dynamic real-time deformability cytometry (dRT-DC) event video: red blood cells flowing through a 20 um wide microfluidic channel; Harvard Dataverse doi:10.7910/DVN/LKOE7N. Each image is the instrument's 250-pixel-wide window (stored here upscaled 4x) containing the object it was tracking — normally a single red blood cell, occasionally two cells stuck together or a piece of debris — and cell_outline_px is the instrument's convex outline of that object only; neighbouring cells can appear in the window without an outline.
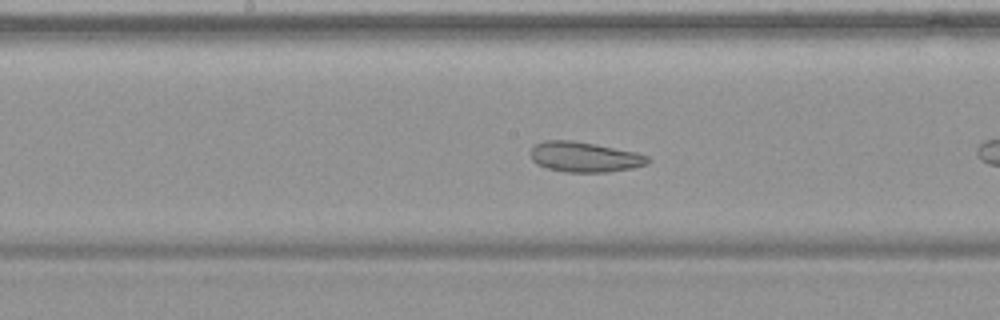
{"species": "common noctule bat (a hibernating species)", "species_latin": "Nyctalus noctula", "temperature_condition": "warm", "stored_images_in_passage": 39, "camera_frame_rate_fps": 3000, "um_per_image_px": 0.085, "animal": {"sex": "female", "body_mass_g": 19.9}, "frame": {"image": 1, "passage_image": 12, "time_ms": 3.667, "image_size_px": [1000, 320], "cell_outline_px": [[652, 160], [648, 164], [632, 168], [608, 172], [568, 172], [548, 168], [536, 164], [532, 160], [532, 148], [536, 144], [544, 140], [572, 140], [596, 144], [636, 152], [648, 156]], "centroid_in_image_um": [49.72, 13.34], "position_along_channel_um": 198.5, "area_um2": 20.63}, "authors_computed_cell_mechanics": {"area_um2": 21.4438, "velocity_mm_per_s": 3.7161, "shape_relaxation_time_tau1_ms": 5.6192, "shape_relaxation_time_tau2_ms": 2.491, "deformation_change_tau1": 0.0896, "deformation_change_tau2": 0.0773}}